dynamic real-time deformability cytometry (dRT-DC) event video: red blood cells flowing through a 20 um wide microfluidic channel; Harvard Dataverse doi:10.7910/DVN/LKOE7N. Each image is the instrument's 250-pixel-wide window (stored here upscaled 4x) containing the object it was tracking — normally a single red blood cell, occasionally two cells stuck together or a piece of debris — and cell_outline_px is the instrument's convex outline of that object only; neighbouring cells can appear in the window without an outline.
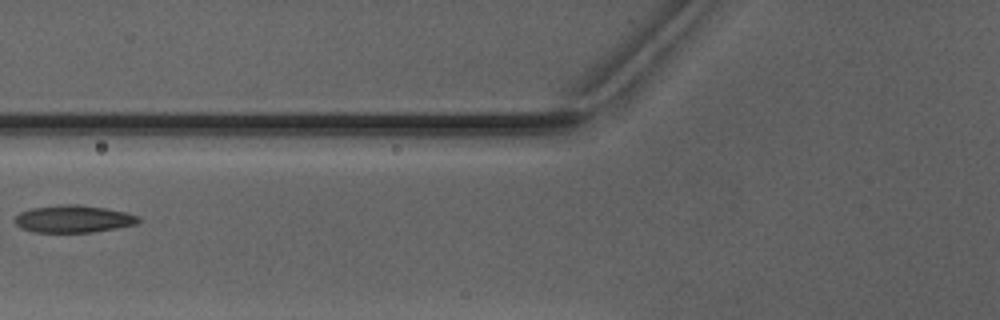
{"species": "Egyptian fruit bat (a non-hibernating species)", "species_latin": "Rousettus aegyptiacus", "temperature_condition": "warm", "stored_images_in_passage": 6, "camera_frame_rate_fps": 3000, "um_per_image_px": 0.085, "animal": {"sex": "male"}, "frame": {"image": 1, "passage_image": 5, "time_ms": 5.0, "image_size_px": [1000, 320], "cell_outline_px": [[140, 220], [136, 224], [116, 228], [92, 232], [32, 232], [20, 228], [16, 224], [16, 216], [20, 212], [32, 208], [60, 204], [76, 204], [104, 208], [124, 212], [140, 216]], "centroid_in_image_um": [6.23, 18.61], "position_along_channel_um": 119.6, "area_um2": 19.59}}
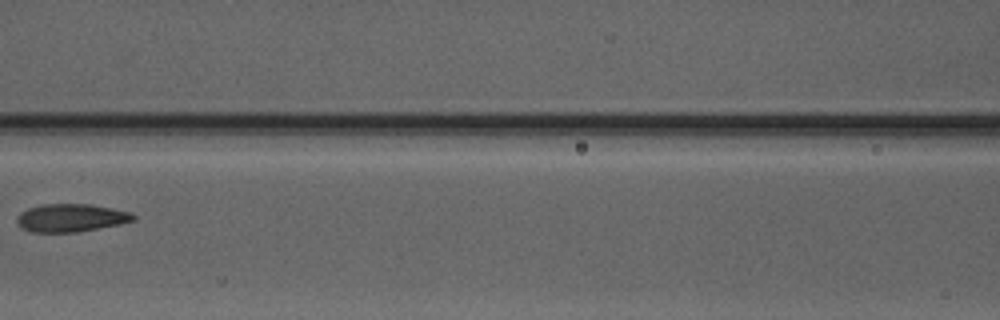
{"frame": {"image": 2, "passage_image": 6, "time_ms": 6.0, "image_size_px": [1000, 320], "cell_outline_px": [[136, 220], [120, 224], [80, 232], [32, 232], [20, 228], [16, 220], [20, 212], [28, 208], [44, 204], [88, 204], [112, 208], [132, 212], [136, 216]], "centroid_in_image_um": [6.05, 18.52], "position_along_channel_um": 160.6, "area_um2": 19.13}}